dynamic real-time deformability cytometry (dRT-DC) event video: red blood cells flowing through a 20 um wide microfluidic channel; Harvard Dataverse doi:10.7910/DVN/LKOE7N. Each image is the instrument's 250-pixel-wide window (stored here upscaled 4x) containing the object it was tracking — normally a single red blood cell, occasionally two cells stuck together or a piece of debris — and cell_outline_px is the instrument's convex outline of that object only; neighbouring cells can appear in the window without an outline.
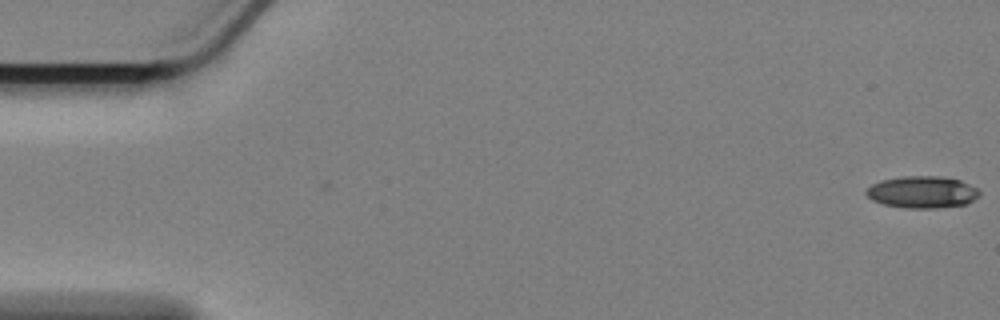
{"species": "Egyptian fruit bat (a non-hibernating species)", "species_latin": "Rousettus aegyptiacus", "temperature_condition": "cold", "stored_images_in_passage": 59, "camera_frame_rate_fps": 3000, "um_per_image_px": 0.085, "animal": {"sex": "female"}, "frame": {"image": 1, "passage_image": 1, "time_ms": 0.0, "image_size_px": [1000, 320], "cell_outline_px": [[980, 196], [968, 204], [940, 208], [904, 208], [884, 204], [872, 200], [864, 192], [872, 184], [880, 180], [904, 176], [936, 176], [960, 180], [976, 188], [980, 192]], "centroid_in_image_um": [78.4, 16.34], "position_along_channel_um": 6.6, "area_um2": 21.15}}
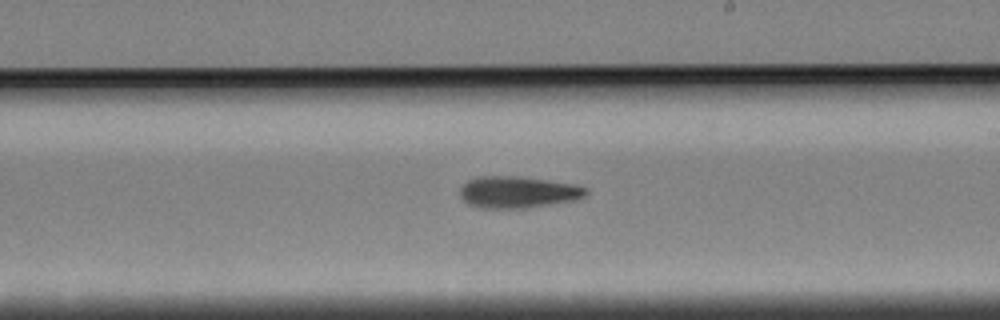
{"frame": {"image": 2, "passage_image": 34, "time_ms": 11.0, "image_size_px": [1000, 320], "cell_outline_px": [[588, 192], [584, 196], [572, 200], [524, 208], [480, 208], [468, 204], [460, 196], [460, 188], [468, 180], [476, 176], [520, 176], [576, 184], [588, 188]], "centroid_in_image_um": [43.99, 16.31], "position_along_channel_um": 245.0, "area_um2": 23.24}}
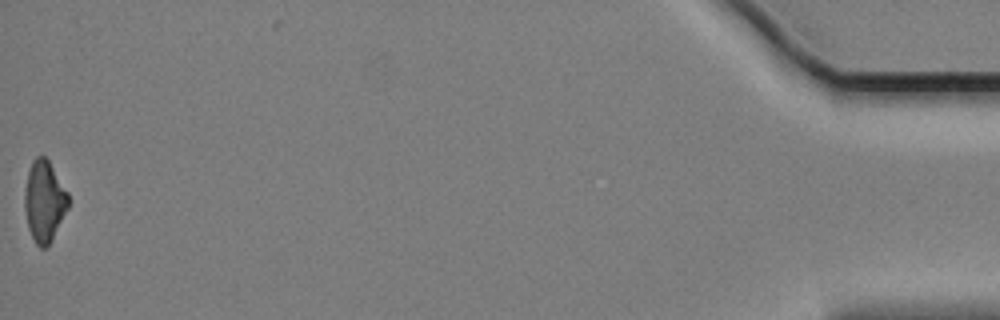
{"frame": {"image": 3, "passage_image": 59, "time_ms": 19.333, "image_size_px": [1000, 320], "cell_outline_px": [[68, 208], [48, 248], [40, 248], [36, 244], [28, 228], [24, 208], [24, 192], [28, 172], [32, 160], [36, 156], [44, 156], [48, 160], [68, 192]], "centroid_in_image_um": [3.76, 17.12], "position_along_channel_um": 431.4, "area_um2": 20.69}, "authors_computed_cell_mechanics": {"area_um2": 21.964, "velocity_mm_per_s": 3.3992, "shape_relaxation_time_tau1_ms": 6.9619, "shape_relaxation_time_tau2_ms": null, "deformation_change_tau1": 0.1602, "deformation_change_tau2": null}}